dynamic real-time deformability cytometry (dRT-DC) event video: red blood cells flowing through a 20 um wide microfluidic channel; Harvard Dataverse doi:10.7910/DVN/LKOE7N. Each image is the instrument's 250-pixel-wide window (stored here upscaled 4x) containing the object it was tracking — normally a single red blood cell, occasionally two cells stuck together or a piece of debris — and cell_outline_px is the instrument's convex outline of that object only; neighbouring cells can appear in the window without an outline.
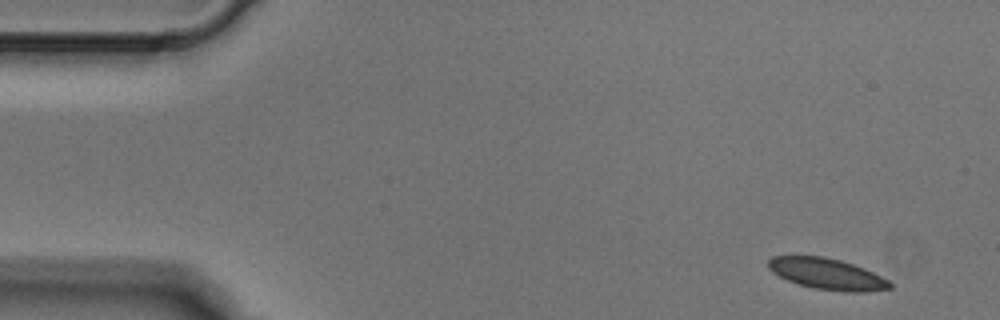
{"species": "Egyptian fruit bat (a non-hibernating species)", "species_latin": "Rousettus aegyptiacus", "temperature_condition": "cold", "stored_images_in_passage": 4, "camera_frame_rate_fps": 3000, "um_per_image_px": 0.085, "animal": {"sex": "male"}, "frame": {"image": 1, "passage_image": 1, "time_ms": 0.0, "image_size_px": [1000, 320], "cell_outline_px": [[892, 288], [864, 292], [844, 292], [812, 288], [796, 284], [772, 272], [768, 268], [768, 260], [772, 256], [824, 256], [840, 260], [864, 268], [888, 280], [892, 284]], "centroid_in_image_um": [70.28, 23.29], "position_along_channel_um": 14.7, "area_um2": 22.08}}
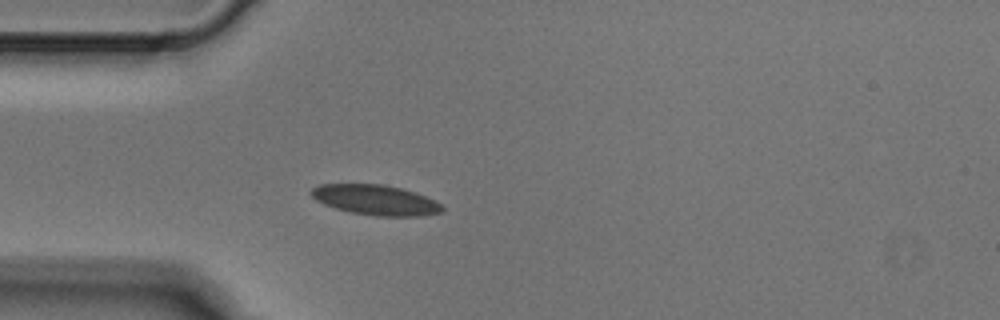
{"frame": {"image": 2, "passage_image": 4, "time_ms": 1.0, "image_size_px": [1000, 320], "cell_outline_px": [[444, 212], [424, 216], [376, 216], [352, 212], [336, 208], [324, 204], [316, 200], [308, 192], [312, 188], [320, 184], [384, 184], [416, 192], [436, 200], [444, 208]], "centroid_in_image_um": [31.96, 16.99], "position_along_channel_um": 53.0, "area_um2": 23.18}}